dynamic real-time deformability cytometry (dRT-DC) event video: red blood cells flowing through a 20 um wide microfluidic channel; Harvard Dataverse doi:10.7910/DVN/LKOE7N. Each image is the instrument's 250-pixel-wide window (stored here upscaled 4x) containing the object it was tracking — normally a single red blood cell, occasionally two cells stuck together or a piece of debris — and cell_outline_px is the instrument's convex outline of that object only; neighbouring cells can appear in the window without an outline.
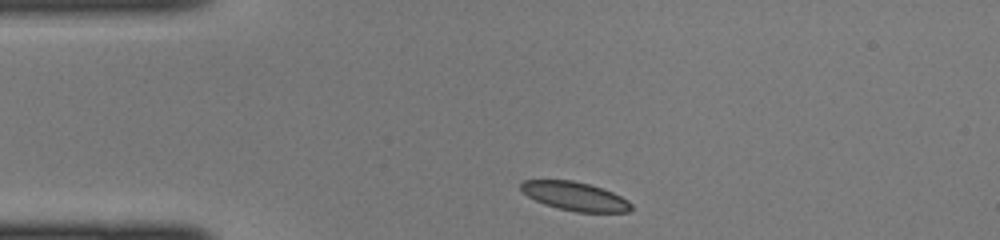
{"species": "common noctule bat (a hibernating species)", "species_latin": "Nyctalus noctula", "temperature_condition": "cold", "stored_images_in_passage": 36, "camera_frame_rate_fps": 3000, "um_per_image_px": 0.085, "animal": {"sex": "female", "body_mass_g": 22.0, "forearm_length_mm": 56.7}, "frame": {"image": 1, "passage_image": 1, "time_ms": 0.0, "image_size_px": [1000, 240], "cell_outline_px": [[632, 208], [628, 212], [576, 212], [544, 204], [528, 196], [520, 188], [520, 184], [524, 180], [572, 180], [588, 184], [612, 192], [628, 200], [632, 204]], "centroid_in_image_um": [48.88, 16.68], "position_along_channel_um": 36.1, "area_um2": 18.21}}
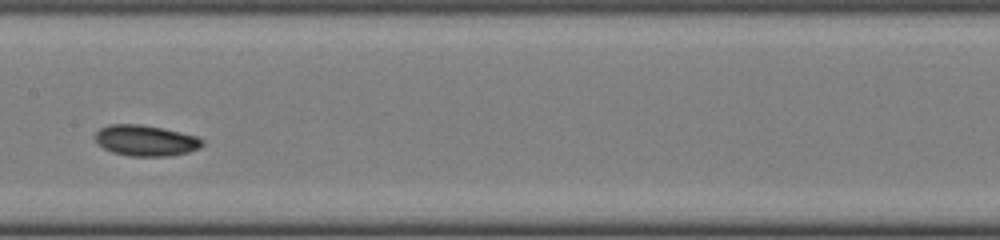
{"frame": {"image": 2, "passage_image": 14, "time_ms": 4.333, "image_size_px": [1000, 240], "cell_outline_px": [[204, 144], [200, 148], [188, 152], [168, 156], [128, 156], [112, 152], [104, 148], [92, 136], [100, 128], [108, 124], [140, 124], [164, 128], [196, 136], [204, 140]], "centroid_in_image_um": [12.38, 11.94], "position_along_channel_um": 195.0, "area_um2": 19.42}}
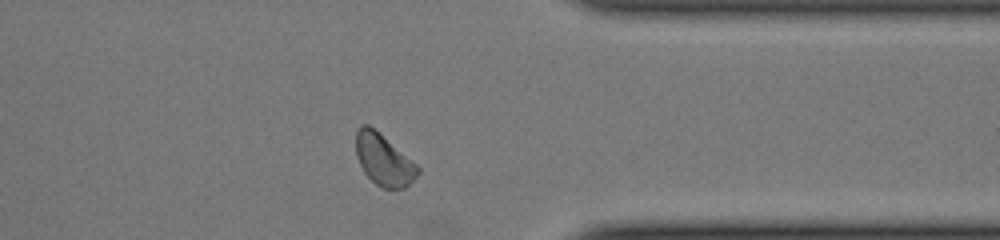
{"frame": {"image": 3, "passage_image": 27, "time_ms": 8.667, "image_size_px": [1000, 240], "cell_outline_px": [[420, 172], [404, 188], [384, 188], [376, 184], [364, 172], [356, 156], [356, 132], [360, 124], [368, 124], [380, 132], [416, 164], [420, 168]], "centroid_in_image_um": [32.59, 13.55], "position_along_channel_um": 378.8, "area_um2": 18.38}}